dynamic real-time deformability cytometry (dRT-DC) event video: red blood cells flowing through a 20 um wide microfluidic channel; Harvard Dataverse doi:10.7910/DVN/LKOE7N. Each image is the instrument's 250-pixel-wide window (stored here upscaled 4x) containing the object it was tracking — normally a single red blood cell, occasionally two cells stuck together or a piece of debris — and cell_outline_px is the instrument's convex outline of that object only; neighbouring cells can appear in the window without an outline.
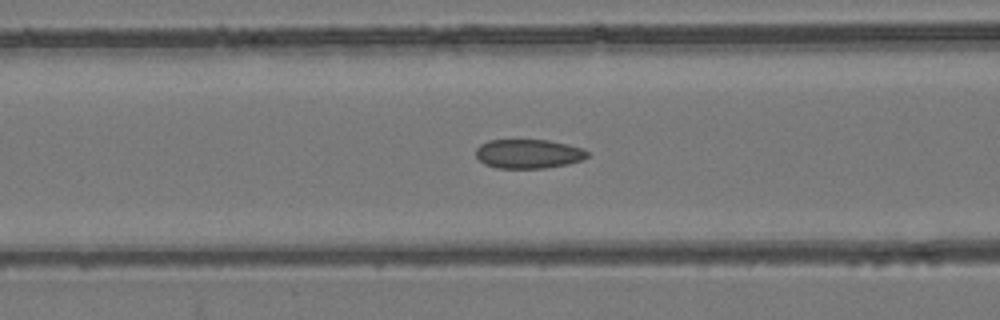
{"species": "common noctule bat (a hibernating species)", "species_latin": "Nyctalus noctula", "temperature_condition": "room temperature", "stored_images_in_passage": 42, "camera_frame_rate_fps": 3000, "um_per_image_px": 0.085, "animal": {"sex": "female", "body_mass_g": 24.6, "forearm_length_mm": 56.2}, "frame": {"image": 1, "passage_image": 15, "time_ms": 4.667, "image_size_px": [1000, 320], "cell_outline_px": [[588, 156], [580, 160], [568, 164], [544, 168], [496, 168], [484, 164], [476, 156], [476, 148], [480, 144], [488, 140], [548, 140], [568, 144], [580, 148], [588, 152]], "centroid_in_image_um": [44.88, 13.07], "position_along_channel_um": 121.7, "area_um2": 18.9}}
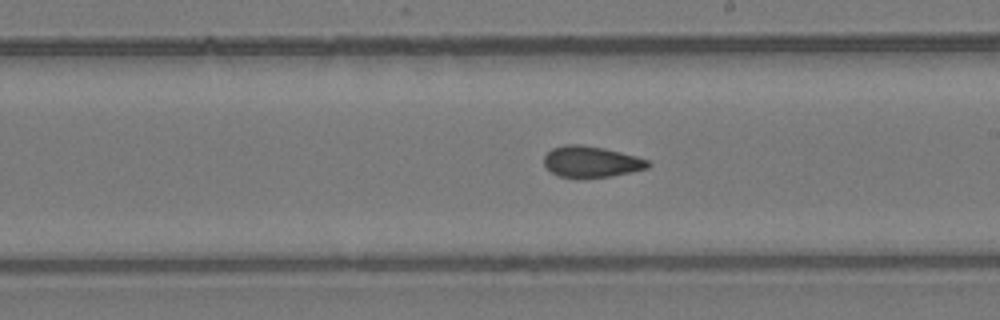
{"frame": {"image": 2, "passage_image": 24, "time_ms": 7.667, "image_size_px": [1000, 320], "cell_outline_px": [[652, 164], [648, 168], [632, 172], [608, 176], [576, 180], [560, 176], [552, 172], [544, 164], [544, 156], [552, 148], [564, 144], [580, 144], [604, 148], [636, 156], [648, 160]], "centroid_in_image_um": [50.25, 13.76], "position_along_channel_um": 238.8, "area_um2": 19.19}}
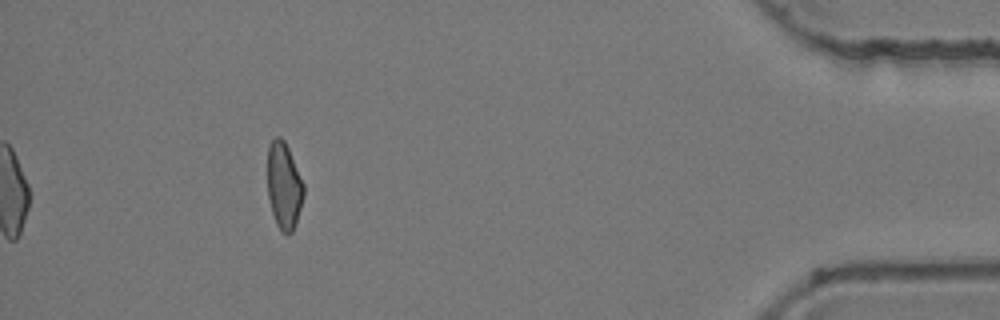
{"frame": {"image": 3, "passage_image": 42, "time_ms": 13.667, "image_size_px": [1000, 320], "cell_outline_px": [[304, 196], [296, 224], [292, 232], [288, 236], [276, 224], [272, 212], [268, 196], [268, 144], [276, 136], [280, 136], [284, 140], [288, 148], [304, 184]], "centroid_in_image_um": [24.14, 15.79], "position_along_channel_um": 411.1, "area_um2": 18.26}, "authors_computed_cell_mechanics": {"area_um2": 19.3052, "velocity_mm_per_s": 3.9002, "shape_relaxation_time_tau1_ms": null, "shape_relaxation_time_tau2_ms": 2.0274, "deformation_change_tau1": null, "deformation_change_tau2": 0.0758}}